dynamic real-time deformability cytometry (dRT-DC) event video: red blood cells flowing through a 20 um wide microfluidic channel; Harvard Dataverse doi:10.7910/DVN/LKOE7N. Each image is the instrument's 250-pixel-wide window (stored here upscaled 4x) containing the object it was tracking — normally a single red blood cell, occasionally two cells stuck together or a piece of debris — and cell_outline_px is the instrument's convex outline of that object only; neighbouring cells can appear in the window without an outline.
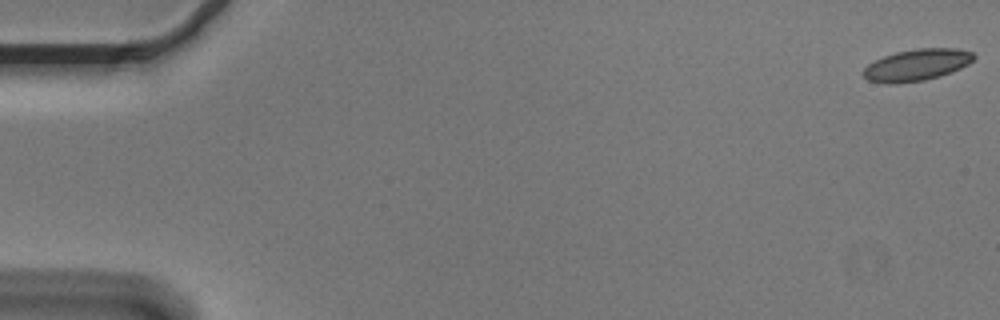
{"species": "Egyptian fruit bat (a non-hibernating species)", "species_latin": "Rousettus aegyptiacus", "temperature_condition": "cold", "stored_images_in_passage": 12, "camera_frame_rate_fps": 3000, "um_per_image_px": 0.085, "animal": {"sex": "male"}, "frame": {"image": 1, "passage_image": 1, "time_ms": 0.0, "image_size_px": [1000, 320], "cell_outline_px": [[976, 56], [968, 64], [952, 72], [940, 76], [924, 80], [896, 84], [884, 84], [868, 80], [860, 72], [868, 64], [884, 56], [896, 52], [916, 48], [956, 48], [972, 52]], "centroid_in_image_um": [77.9, 5.53], "position_along_channel_um": 7.1, "area_um2": 20.52}}